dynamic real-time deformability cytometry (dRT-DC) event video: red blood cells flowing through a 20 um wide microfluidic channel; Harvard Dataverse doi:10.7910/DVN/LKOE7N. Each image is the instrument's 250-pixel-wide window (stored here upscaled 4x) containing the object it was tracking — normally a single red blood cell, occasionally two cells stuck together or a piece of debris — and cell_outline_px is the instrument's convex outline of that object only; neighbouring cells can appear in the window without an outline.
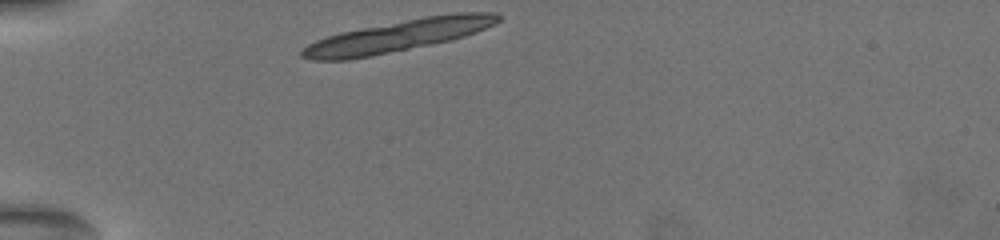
{"species": "common noctule bat (a hibernating species)", "species_latin": "Nyctalus noctula", "temperature_condition": "warm", "stored_images_in_passage": 45, "camera_frame_rate_fps": 3000, "um_per_image_px": 0.085, "animal": {"sex": "female", "body_mass_g": 19.5, "forearm_length_mm": 54.1}, "frame": {"image": 1, "passage_image": 1, "time_ms": 0.0, "image_size_px": [1000, 240], "cell_outline_px": [[500, 20], [496, 24], [464, 36], [432, 44], [372, 56], [348, 60], [312, 60], [300, 56], [300, 52], [308, 44], [316, 40], [340, 32], [360, 28], [424, 16], [456, 12], [496, 12], [500, 16]], "centroid_in_image_um": [33.83, 3.04], "position_along_channel_um": 51.2, "area_um2": 36.13}}